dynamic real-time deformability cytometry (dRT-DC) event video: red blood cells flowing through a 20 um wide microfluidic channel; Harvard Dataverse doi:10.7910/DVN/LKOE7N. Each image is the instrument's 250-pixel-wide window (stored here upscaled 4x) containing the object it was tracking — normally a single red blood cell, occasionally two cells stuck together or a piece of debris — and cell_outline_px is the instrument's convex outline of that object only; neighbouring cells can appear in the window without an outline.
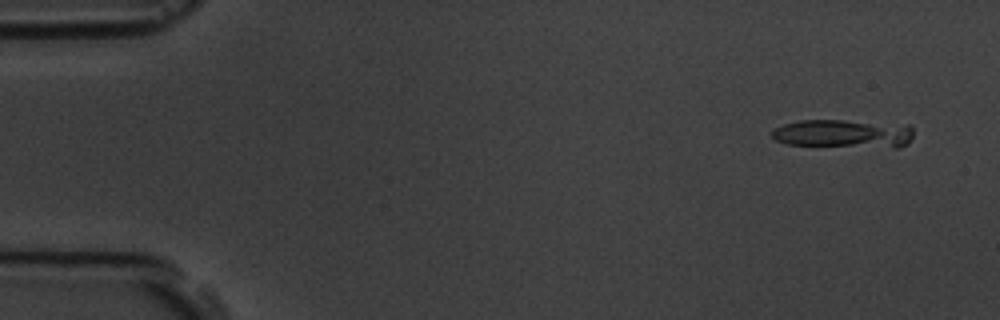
{"species": "common noctule bat (a hibernating species)", "species_latin": "Nyctalus noctula", "temperature_condition": "room temperature", "stored_images_in_passage": 6, "camera_frame_rate_fps": 3000, "um_per_image_px": 0.085, "animal": {"sex": "male", "body_mass_g": 19.5, "forearm_length_mm": 54.6}, "frame": {"image": 1, "passage_image": 2, "time_ms": 1.0, "image_size_px": [1000, 320], "cell_outline_px": [[912, 136], [908, 144], [900, 148], [896, 148], [788, 144], [776, 140], [772, 136], [772, 132], [776, 128], [784, 124], [800, 120], [844, 120], [912, 124]], "centroid_in_image_um": [71.8, 11.35], "position_along_channel_um": 13.2, "area_um2": 23.76}}